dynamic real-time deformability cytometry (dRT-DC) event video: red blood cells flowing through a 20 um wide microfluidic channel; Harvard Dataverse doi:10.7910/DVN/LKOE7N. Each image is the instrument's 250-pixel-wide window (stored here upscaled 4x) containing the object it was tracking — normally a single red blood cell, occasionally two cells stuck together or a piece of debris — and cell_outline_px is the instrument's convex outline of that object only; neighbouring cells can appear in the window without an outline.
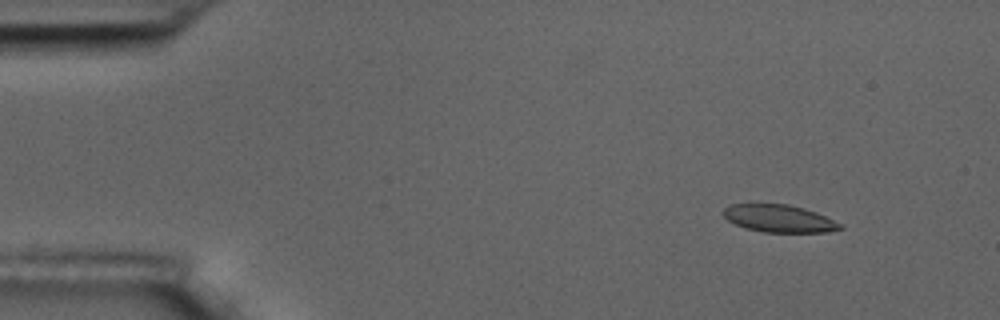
{"species": "common noctule bat (a hibernating species)", "species_latin": "Nyctalus noctula", "temperature_condition": "room temperature", "stored_images_in_passage": 5, "camera_frame_rate_fps": 3000, "um_per_image_px": 0.085, "animal": {"sex": "male", "body_mass_g": 17.5, "forearm_length_mm": 52.3}, "frame": {"image": 1, "passage_image": 2, "time_ms": 1.333, "image_size_px": [1000, 320], "cell_outline_px": [[844, 228], [824, 232], [764, 232], [744, 228], [728, 220], [720, 212], [728, 204], [752, 200], [788, 204], [804, 208], [816, 212], [840, 224]], "centroid_in_image_um": [66.07, 18.5], "position_along_channel_um": 18.9, "area_um2": 19.48}}
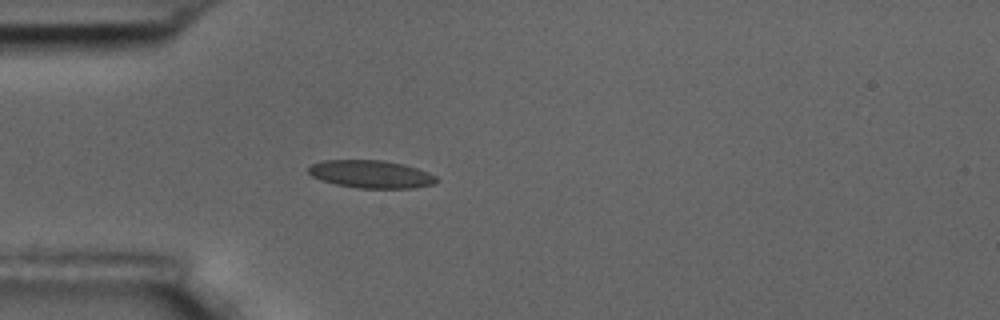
{"frame": {"image": 2, "passage_image": 5, "time_ms": 4.667, "image_size_px": [1000, 320], "cell_outline_px": [[440, 180], [436, 184], [412, 188], [360, 188], [336, 184], [320, 180], [312, 176], [308, 172], [308, 168], [312, 164], [324, 160], [384, 160], [404, 164], [428, 172], [436, 176]], "centroid_in_image_um": [31.57, 14.8], "position_along_channel_um": 53.4, "area_um2": 20.81}}